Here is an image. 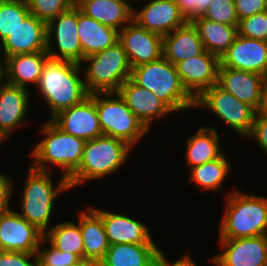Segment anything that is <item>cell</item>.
Returning a JSON list of instances; mask_svg holds the SVG:
<instances>
[{
	"label": "cell",
	"instance_id": "cell-1",
	"mask_svg": "<svg viewBox=\"0 0 267 266\" xmlns=\"http://www.w3.org/2000/svg\"><path fill=\"white\" fill-rule=\"evenodd\" d=\"M81 64L48 58L37 88L48 104L50 120L62 110L83 102L90 93L80 77ZM80 72V73H79Z\"/></svg>",
	"mask_w": 267,
	"mask_h": 266
},
{
	"label": "cell",
	"instance_id": "cell-2",
	"mask_svg": "<svg viewBox=\"0 0 267 266\" xmlns=\"http://www.w3.org/2000/svg\"><path fill=\"white\" fill-rule=\"evenodd\" d=\"M219 238H245L267 235V198L230 192L226 198Z\"/></svg>",
	"mask_w": 267,
	"mask_h": 266
},
{
	"label": "cell",
	"instance_id": "cell-3",
	"mask_svg": "<svg viewBox=\"0 0 267 266\" xmlns=\"http://www.w3.org/2000/svg\"><path fill=\"white\" fill-rule=\"evenodd\" d=\"M131 79L154 93L173 112L195 108V99L183 86L176 65L163 56L132 68Z\"/></svg>",
	"mask_w": 267,
	"mask_h": 266
},
{
	"label": "cell",
	"instance_id": "cell-4",
	"mask_svg": "<svg viewBox=\"0 0 267 266\" xmlns=\"http://www.w3.org/2000/svg\"><path fill=\"white\" fill-rule=\"evenodd\" d=\"M130 150L132 147L128 143L109 136L86 141L80 165L68 178L70 188L117 171L129 159Z\"/></svg>",
	"mask_w": 267,
	"mask_h": 266
},
{
	"label": "cell",
	"instance_id": "cell-5",
	"mask_svg": "<svg viewBox=\"0 0 267 266\" xmlns=\"http://www.w3.org/2000/svg\"><path fill=\"white\" fill-rule=\"evenodd\" d=\"M45 137L30 153L34 158L31 167L48 171V164L62 168V174L69 178L79 167L85 140L63 132L50 119L42 127Z\"/></svg>",
	"mask_w": 267,
	"mask_h": 266
},
{
	"label": "cell",
	"instance_id": "cell-6",
	"mask_svg": "<svg viewBox=\"0 0 267 266\" xmlns=\"http://www.w3.org/2000/svg\"><path fill=\"white\" fill-rule=\"evenodd\" d=\"M28 173L23 188L22 211L19 214L45 234L50 229L48 226L54 199L60 192L71 188L68 178L63 175L56 187L49 171H39L30 166Z\"/></svg>",
	"mask_w": 267,
	"mask_h": 266
},
{
	"label": "cell",
	"instance_id": "cell-7",
	"mask_svg": "<svg viewBox=\"0 0 267 266\" xmlns=\"http://www.w3.org/2000/svg\"><path fill=\"white\" fill-rule=\"evenodd\" d=\"M89 96L95 101L104 136L121 139L133 147L132 145L149 131L128 108L118 92H96Z\"/></svg>",
	"mask_w": 267,
	"mask_h": 266
},
{
	"label": "cell",
	"instance_id": "cell-8",
	"mask_svg": "<svg viewBox=\"0 0 267 266\" xmlns=\"http://www.w3.org/2000/svg\"><path fill=\"white\" fill-rule=\"evenodd\" d=\"M89 63L84 75L87 91L117 92L121 85L131 78L132 68L125 50L119 42L104 51L84 58Z\"/></svg>",
	"mask_w": 267,
	"mask_h": 266
},
{
	"label": "cell",
	"instance_id": "cell-9",
	"mask_svg": "<svg viewBox=\"0 0 267 266\" xmlns=\"http://www.w3.org/2000/svg\"><path fill=\"white\" fill-rule=\"evenodd\" d=\"M199 106L209 108L240 135L246 137L250 135L256 110L249 104L238 100L218 84L205 90L195 100V108Z\"/></svg>",
	"mask_w": 267,
	"mask_h": 266
},
{
	"label": "cell",
	"instance_id": "cell-10",
	"mask_svg": "<svg viewBox=\"0 0 267 266\" xmlns=\"http://www.w3.org/2000/svg\"><path fill=\"white\" fill-rule=\"evenodd\" d=\"M53 36H55L59 52L51 46ZM46 51L52 59L82 63V47L77 32V7L75 5L47 23Z\"/></svg>",
	"mask_w": 267,
	"mask_h": 266
},
{
	"label": "cell",
	"instance_id": "cell-11",
	"mask_svg": "<svg viewBox=\"0 0 267 266\" xmlns=\"http://www.w3.org/2000/svg\"><path fill=\"white\" fill-rule=\"evenodd\" d=\"M118 42L125 50L131 68L163 56V36L138 26L133 20L119 30Z\"/></svg>",
	"mask_w": 267,
	"mask_h": 266
},
{
	"label": "cell",
	"instance_id": "cell-12",
	"mask_svg": "<svg viewBox=\"0 0 267 266\" xmlns=\"http://www.w3.org/2000/svg\"><path fill=\"white\" fill-rule=\"evenodd\" d=\"M45 241L44 233L18 212L10 209L0 215V244L4 251L36 254Z\"/></svg>",
	"mask_w": 267,
	"mask_h": 266
},
{
	"label": "cell",
	"instance_id": "cell-13",
	"mask_svg": "<svg viewBox=\"0 0 267 266\" xmlns=\"http://www.w3.org/2000/svg\"><path fill=\"white\" fill-rule=\"evenodd\" d=\"M224 252L212 262L217 266H267V235L245 238H220Z\"/></svg>",
	"mask_w": 267,
	"mask_h": 266
},
{
	"label": "cell",
	"instance_id": "cell-14",
	"mask_svg": "<svg viewBox=\"0 0 267 266\" xmlns=\"http://www.w3.org/2000/svg\"><path fill=\"white\" fill-rule=\"evenodd\" d=\"M219 64V58L206 50L176 64L183 86L195 100L217 84Z\"/></svg>",
	"mask_w": 267,
	"mask_h": 266
},
{
	"label": "cell",
	"instance_id": "cell-15",
	"mask_svg": "<svg viewBox=\"0 0 267 266\" xmlns=\"http://www.w3.org/2000/svg\"><path fill=\"white\" fill-rule=\"evenodd\" d=\"M219 61V67L251 71L267 78V42L238 34Z\"/></svg>",
	"mask_w": 267,
	"mask_h": 266
},
{
	"label": "cell",
	"instance_id": "cell-16",
	"mask_svg": "<svg viewBox=\"0 0 267 266\" xmlns=\"http://www.w3.org/2000/svg\"><path fill=\"white\" fill-rule=\"evenodd\" d=\"M51 121L63 132L85 141L103 135L96 104L90 96L80 104L62 110Z\"/></svg>",
	"mask_w": 267,
	"mask_h": 266
},
{
	"label": "cell",
	"instance_id": "cell-17",
	"mask_svg": "<svg viewBox=\"0 0 267 266\" xmlns=\"http://www.w3.org/2000/svg\"><path fill=\"white\" fill-rule=\"evenodd\" d=\"M132 20L138 26L162 36L187 23L175 0H151L139 11L133 8Z\"/></svg>",
	"mask_w": 267,
	"mask_h": 266
},
{
	"label": "cell",
	"instance_id": "cell-18",
	"mask_svg": "<svg viewBox=\"0 0 267 266\" xmlns=\"http://www.w3.org/2000/svg\"><path fill=\"white\" fill-rule=\"evenodd\" d=\"M4 58L17 54L46 51L47 23L29 14L2 41Z\"/></svg>",
	"mask_w": 267,
	"mask_h": 266
},
{
	"label": "cell",
	"instance_id": "cell-19",
	"mask_svg": "<svg viewBox=\"0 0 267 266\" xmlns=\"http://www.w3.org/2000/svg\"><path fill=\"white\" fill-rule=\"evenodd\" d=\"M266 80V77L255 72L218 67L217 84L255 110L259 106L261 90Z\"/></svg>",
	"mask_w": 267,
	"mask_h": 266
},
{
	"label": "cell",
	"instance_id": "cell-20",
	"mask_svg": "<svg viewBox=\"0 0 267 266\" xmlns=\"http://www.w3.org/2000/svg\"><path fill=\"white\" fill-rule=\"evenodd\" d=\"M117 92L148 130L154 118L160 119L173 112L154 93L140 87L131 78L127 79Z\"/></svg>",
	"mask_w": 267,
	"mask_h": 266
},
{
	"label": "cell",
	"instance_id": "cell-21",
	"mask_svg": "<svg viewBox=\"0 0 267 266\" xmlns=\"http://www.w3.org/2000/svg\"><path fill=\"white\" fill-rule=\"evenodd\" d=\"M92 209L102 218L109 245L155 244L145 224L122 214Z\"/></svg>",
	"mask_w": 267,
	"mask_h": 266
},
{
	"label": "cell",
	"instance_id": "cell-22",
	"mask_svg": "<svg viewBox=\"0 0 267 266\" xmlns=\"http://www.w3.org/2000/svg\"><path fill=\"white\" fill-rule=\"evenodd\" d=\"M77 32L82 47V61L118 42V30L96 21L78 8Z\"/></svg>",
	"mask_w": 267,
	"mask_h": 266
},
{
	"label": "cell",
	"instance_id": "cell-23",
	"mask_svg": "<svg viewBox=\"0 0 267 266\" xmlns=\"http://www.w3.org/2000/svg\"><path fill=\"white\" fill-rule=\"evenodd\" d=\"M29 90L7 83L0 89V132L9 138L21 126L27 113Z\"/></svg>",
	"mask_w": 267,
	"mask_h": 266
},
{
	"label": "cell",
	"instance_id": "cell-24",
	"mask_svg": "<svg viewBox=\"0 0 267 266\" xmlns=\"http://www.w3.org/2000/svg\"><path fill=\"white\" fill-rule=\"evenodd\" d=\"M75 6L87 16L118 31L132 21L133 7L126 0H75Z\"/></svg>",
	"mask_w": 267,
	"mask_h": 266
},
{
	"label": "cell",
	"instance_id": "cell-25",
	"mask_svg": "<svg viewBox=\"0 0 267 266\" xmlns=\"http://www.w3.org/2000/svg\"><path fill=\"white\" fill-rule=\"evenodd\" d=\"M156 244H111L99 266H157Z\"/></svg>",
	"mask_w": 267,
	"mask_h": 266
},
{
	"label": "cell",
	"instance_id": "cell-26",
	"mask_svg": "<svg viewBox=\"0 0 267 266\" xmlns=\"http://www.w3.org/2000/svg\"><path fill=\"white\" fill-rule=\"evenodd\" d=\"M203 51L202 41L191 22L163 36V57L174 65Z\"/></svg>",
	"mask_w": 267,
	"mask_h": 266
},
{
	"label": "cell",
	"instance_id": "cell-27",
	"mask_svg": "<svg viewBox=\"0 0 267 266\" xmlns=\"http://www.w3.org/2000/svg\"><path fill=\"white\" fill-rule=\"evenodd\" d=\"M47 51L17 54L6 57L7 82L27 89V83L38 84L43 73Z\"/></svg>",
	"mask_w": 267,
	"mask_h": 266
},
{
	"label": "cell",
	"instance_id": "cell-28",
	"mask_svg": "<svg viewBox=\"0 0 267 266\" xmlns=\"http://www.w3.org/2000/svg\"><path fill=\"white\" fill-rule=\"evenodd\" d=\"M84 245V260L99 263L109 248L102 218L92 209L78 217Z\"/></svg>",
	"mask_w": 267,
	"mask_h": 266
},
{
	"label": "cell",
	"instance_id": "cell-29",
	"mask_svg": "<svg viewBox=\"0 0 267 266\" xmlns=\"http://www.w3.org/2000/svg\"><path fill=\"white\" fill-rule=\"evenodd\" d=\"M202 41L204 50L219 59L228 50L238 35V25H225L198 17L191 21Z\"/></svg>",
	"mask_w": 267,
	"mask_h": 266
},
{
	"label": "cell",
	"instance_id": "cell-30",
	"mask_svg": "<svg viewBox=\"0 0 267 266\" xmlns=\"http://www.w3.org/2000/svg\"><path fill=\"white\" fill-rule=\"evenodd\" d=\"M220 137L215 128L201 127L197 133L188 137L187 153L185 158L187 164L193 168L206 162L218 159L223 152L220 148Z\"/></svg>",
	"mask_w": 267,
	"mask_h": 266
},
{
	"label": "cell",
	"instance_id": "cell-31",
	"mask_svg": "<svg viewBox=\"0 0 267 266\" xmlns=\"http://www.w3.org/2000/svg\"><path fill=\"white\" fill-rule=\"evenodd\" d=\"M44 238L57 250L78 255L84 260V245L79 223L78 225L72 221L58 223L48 229Z\"/></svg>",
	"mask_w": 267,
	"mask_h": 266
},
{
	"label": "cell",
	"instance_id": "cell-32",
	"mask_svg": "<svg viewBox=\"0 0 267 266\" xmlns=\"http://www.w3.org/2000/svg\"><path fill=\"white\" fill-rule=\"evenodd\" d=\"M190 181L195 182L201 191L216 190L221 187L231 168L227 157L222 154L218 159L190 168Z\"/></svg>",
	"mask_w": 267,
	"mask_h": 266
},
{
	"label": "cell",
	"instance_id": "cell-33",
	"mask_svg": "<svg viewBox=\"0 0 267 266\" xmlns=\"http://www.w3.org/2000/svg\"><path fill=\"white\" fill-rule=\"evenodd\" d=\"M30 14L26 0H0L1 42Z\"/></svg>",
	"mask_w": 267,
	"mask_h": 266
},
{
	"label": "cell",
	"instance_id": "cell-34",
	"mask_svg": "<svg viewBox=\"0 0 267 266\" xmlns=\"http://www.w3.org/2000/svg\"><path fill=\"white\" fill-rule=\"evenodd\" d=\"M30 14L48 23L75 5V0H26Z\"/></svg>",
	"mask_w": 267,
	"mask_h": 266
},
{
	"label": "cell",
	"instance_id": "cell-35",
	"mask_svg": "<svg viewBox=\"0 0 267 266\" xmlns=\"http://www.w3.org/2000/svg\"><path fill=\"white\" fill-rule=\"evenodd\" d=\"M51 247H38L36 251L37 266H75L83 261L78 255L62 252Z\"/></svg>",
	"mask_w": 267,
	"mask_h": 266
},
{
	"label": "cell",
	"instance_id": "cell-36",
	"mask_svg": "<svg viewBox=\"0 0 267 266\" xmlns=\"http://www.w3.org/2000/svg\"><path fill=\"white\" fill-rule=\"evenodd\" d=\"M203 17L225 25L239 24L234 0H212Z\"/></svg>",
	"mask_w": 267,
	"mask_h": 266
},
{
	"label": "cell",
	"instance_id": "cell-37",
	"mask_svg": "<svg viewBox=\"0 0 267 266\" xmlns=\"http://www.w3.org/2000/svg\"><path fill=\"white\" fill-rule=\"evenodd\" d=\"M238 34L267 42V11L239 20Z\"/></svg>",
	"mask_w": 267,
	"mask_h": 266
},
{
	"label": "cell",
	"instance_id": "cell-38",
	"mask_svg": "<svg viewBox=\"0 0 267 266\" xmlns=\"http://www.w3.org/2000/svg\"><path fill=\"white\" fill-rule=\"evenodd\" d=\"M181 15L187 22L202 17L208 11L212 0H175Z\"/></svg>",
	"mask_w": 267,
	"mask_h": 266
},
{
	"label": "cell",
	"instance_id": "cell-39",
	"mask_svg": "<svg viewBox=\"0 0 267 266\" xmlns=\"http://www.w3.org/2000/svg\"><path fill=\"white\" fill-rule=\"evenodd\" d=\"M234 5L239 20L267 11V0H234Z\"/></svg>",
	"mask_w": 267,
	"mask_h": 266
},
{
	"label": "cell",
	"instance_id": "cell-40",
	"mask_svg": "<svg viewBox=\"0 0 267 266\" xmlns=\"http://www.w3.org/2000/svg\"><path fill=\"white\" fill-rule=\"evenodd\" d=\"M35 257V262L30 258ZM0 266H37L36 254L4 251L0 254Z\"/></svg>",
	"mask_w": 267,
	"mask_h": 266
},
{
	"label": "cell",
	"instance_id": "cell-41",
	"mask_svg": "<svg viewBox=\"0 0 267 266\" xmlns=\"http://www.w3.org/2000/svg\"><path fill=\"white\" fill-rule=\"evenodd\" d=\"M250 138L256 139L257 144L267 153V117L255 116Z\"/></svg>",
	"mask_w": 267,
	"mask_h": 266
},
{
	"label": "cell",
	"instance_id": "cell-42",
	"mask_svg": "<svg viewBox=\"0 0 267 266\" xmlns=\"http://www.w3.org/2000/svg\"><path fill=\"white\" fill-rule=\"evenodd\" d=\"M13 181L0 173V215L9 211L10 199L13 193Z\"/></svg>",
	"mask_w": 267,
	"mask_h": 266
},
{
	"label": "cell",
	"instance_id": "cell-43",
	"mask_svg": "<svg viewBox=\"0 0 267 266\" xmlns=\"http://www.w3.org/2000/svg\"><path fill=\"white\" fill-rule=\"evenodd\" d=\"M157 266H197L194 261H192L191 257L186 254V256L181 257L178 261L173 263H168L166 260L165 254L161 251Z\"/></svg>",
	"mask_w": 267,
	"mask_h": 266
},
{
	"label": "cell",
	"instance_id": "cell-44",
	"mask_svg": "<svg viewBox=\"0 0 267 266\" xmlns=\"http://www.w3.org/2000/svg\"><path fill=\"white\" fill-rule=\"evenodd\" d=\"M255 116L267 117V80L263 84L260 96V103L258 108L256 109Z\"/></svg>",
	"mask_w": 267,
	"mask_h": 266
},
{
	"label": "cell",
	"instance_id": "cell-45",
	"mask_svg": "<svg viewBox=\"0 0 267 266\" xmlns=\"http://www.w3.org/2000/svg\"><path fill=\"white\" fill-rule=\"evenodd\" d=\"M4 60L5 61H1V59H0V89L3 88L8 83L7 82V62H6V58H4ZM4 79H5V81H4Z\"/></svg>",
	"mask_w": 267,
	"mask_h": 266
},
{
	"label": "cell",
	"instance_id": "cell-46",
	"mask_svg": "<svg viewBox=\"0 0 267 266\" xmlns=\"http://www.w3.org/2000/svg\"><path fill=\"white\" fill-rule=\"evenodd\" d=\"M75 266H99V263L90 260H83Z\"/></svg>",
	"mask_w": 267,
	"mask_h": 266
},
{
	"label": "cell",
	"instance_id": "cell-47",
	"mask_svg": "<svg viewBox=\"0 0 267 266\" xmlns=\"http://www.w3.org/2000/svg\"><path fill=\"white\" fill-rule=\"evenodd\" d=\"M5 137L2 135V133L0 132V144L2 142V140L4 139Z\"/></svg>",
	"mask_w": 267,
	"mask_h": 266
},
{
	"label": "cell",
	"instance_id": "cell-48",
	"mask_svg": "<svg viewBox=\"0 0 267 266\" xmlns=\"http://www.w3.org/2000/svg\"><path fill=\"white\" fill-rule=\"evenodd\" d=\"M3 252H4V250H3V248H2V246L0 244V254L3 253Z\"/></svg>",
	"mask_w": 267,
	"mask_h": 266
}]
</instances>
